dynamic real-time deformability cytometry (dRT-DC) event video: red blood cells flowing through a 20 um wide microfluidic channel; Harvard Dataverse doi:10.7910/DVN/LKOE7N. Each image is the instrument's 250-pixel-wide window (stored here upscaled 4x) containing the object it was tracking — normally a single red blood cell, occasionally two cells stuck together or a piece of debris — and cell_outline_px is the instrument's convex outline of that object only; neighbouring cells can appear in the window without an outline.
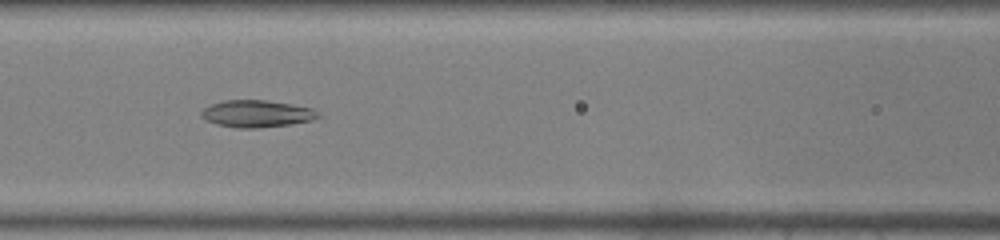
{"species": "common noctule bat (a hibernating species)", "species_latin": "Nyctalus noctula", "temperature_condition": "warm", "stored_images_in_passage": 43, "camera_frame_rate_fps": 3000, "um_per_image_px": 0.085, "animal": {"sex": "male", "body_mass_g": 19.0, "forearm_length_mm": 50.8}, "frame": {"image": 1, "passage_image": 20, "time_ms": 6.333, "image_size_px": [1000, 240], "cell_outline_px": [[324, 116], [312, 120], [288, 124], [256, 128], [236, 128], [216, 124], [204, 120], [200, 116], [200, 112], [204, 108], [212, 104], [224, 100], [264, 100], [312, 108], [320, 112]], "centroid_in_image_um": [21.81, 9.67], "position_along_channel_um": 144.8, "area_um2": 18.44}}
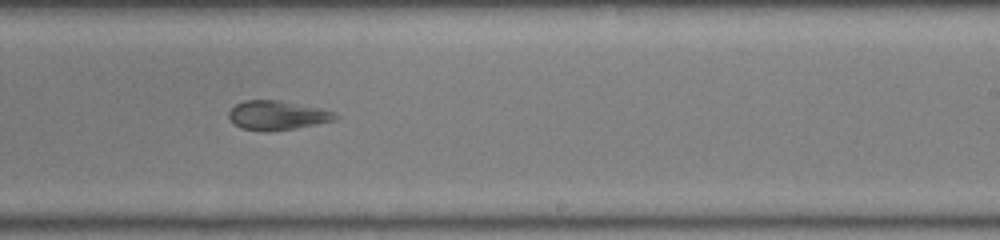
{"frame": {"image": 2, "passage_image": 28, "time_ms": 9.0, "image_size_px": [1000, 240], "cell_outline_px": [[340, 116], [336, 120], [296, 128], [268, 132], [264, 132], [240, 128], [228, 116], [228, 112], [236, 104], [244, 100], [276, 100], [320, 108], [336, 112]], "centroid_in_image_um": [23.58, 9.81], "position_along_channel_um": 265.4, "area_um2": 18.15}}
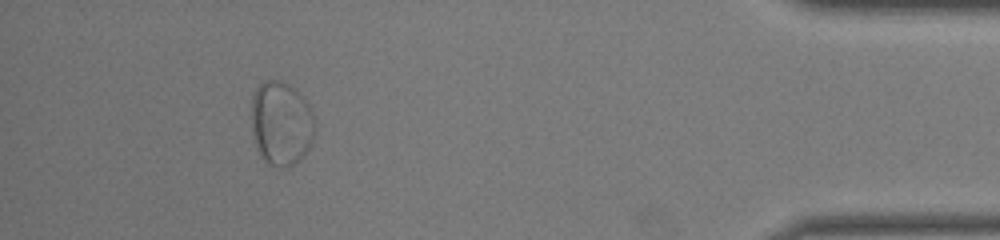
{"frame": {"image": 3, "passage_image": 41, "time_ms": 13.333, "image_size_px": [1000, 240], "cell_outline_px": [[316, 132], [312, 144], [304, 156], [288, 168], [280, 168], [268, 164], [264, 160], [256, 144], [252, 132], [252, 96], [256, 88], [264, 80], [276, 80], [292, 88], [304, 96], [316, 120]], "centroid_in_image_um": [23.94, 10.52], "position_along_channel_um": 411.3, "area_um2": 31.44}}